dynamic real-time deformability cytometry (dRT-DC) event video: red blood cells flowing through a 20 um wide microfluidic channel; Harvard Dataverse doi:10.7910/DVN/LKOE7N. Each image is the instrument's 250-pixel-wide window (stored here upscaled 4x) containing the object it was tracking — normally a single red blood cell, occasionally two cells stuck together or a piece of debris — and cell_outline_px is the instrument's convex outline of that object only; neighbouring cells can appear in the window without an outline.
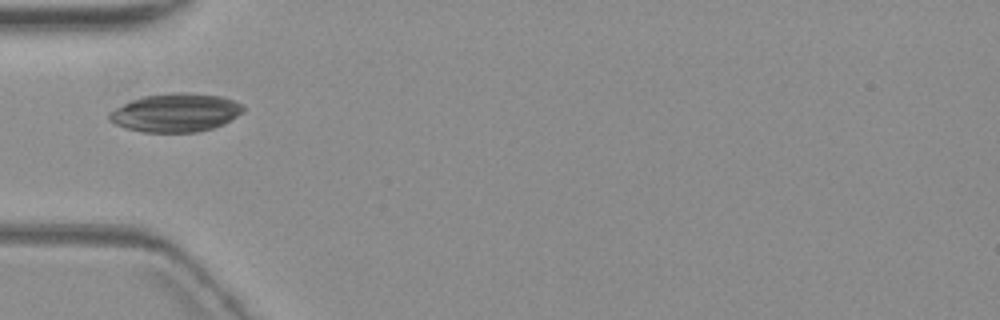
{"species": "common noctule bat (a hibernating species)", "species_latin": "Nyctalus noctula", "temperature_condition": "warm", "stored_images_in_passage": 3, "camera_frame_rate_fps": 3000, "um_per_image_px": 0.085, "animal": {"sex": "female", "body_mass_g": 19.3, "forearm_length_mm": 54.1}, "frame": {"image": 1, "passage_image": 1, "time_ms": 0.0, "image_size_px": [1000, 320], "cell_outline_px": [[244, 112], [224, 124], [212, 128], [196, 132], [144, 132], [124, 128], [108, 120], [108, 112], [132, 100], [144, 96], [176, 92], [188, 92], [220, 96], [232, 100], [240, 104], [244, 108]], "centroid_in_image_um": [14.92, 9.58], "position_along_channel_um": 70.1, "area_um2": 29.94}}
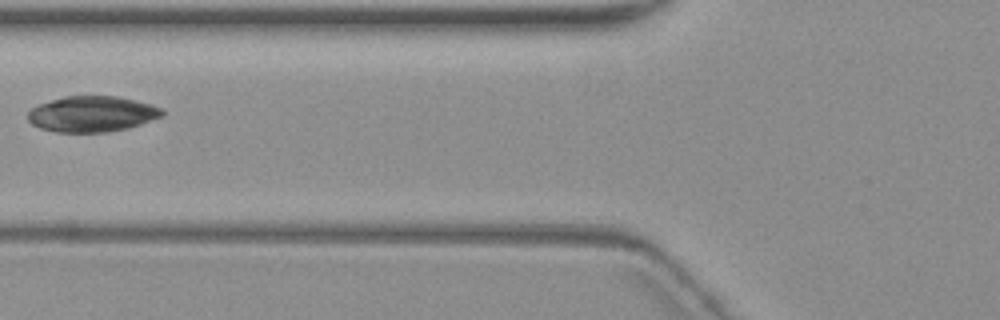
{"frame": {"image": 2, "passage_image": 2, "time_ms": 1.333, "image_size_px": [1000, 320], "cell_outline_px": [[164, 116], [128, 128], [108, 132], [56, 132], [40, 128], [32, 124], [28, 120], [28, 112], [32, 108], [40, 104], [64, 96], [116, 96], [136, 100], [164, 108]], "centroid_in_image_um": [7.85, 9.69], "position_along_channel_um": 117.9, "area_um2": 28.03}}
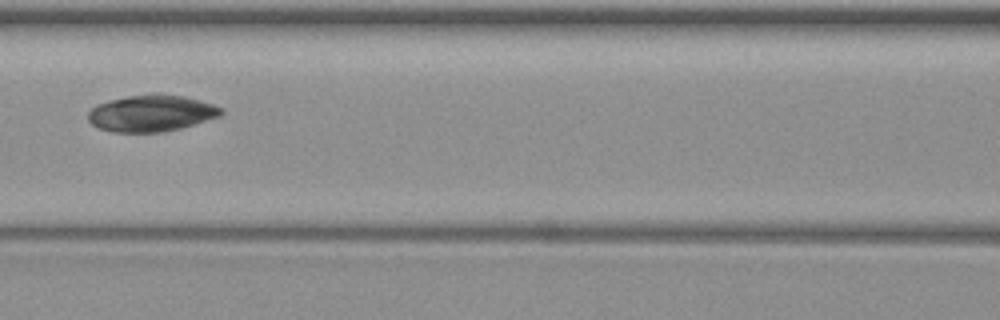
{"frame": {"image": 3, "passage_image": 3, "time_ms": 2.333, "image_size_px": [1000, 320], "cell_outline_px": [[224, 112], [220, 116], [180, 128], [160, 132], [112, 132], [100, 128], [92, 124], [88, 120], [88, 112], [96, 104], [128, 96], [184, 96], [200, 100], [224, 108]], "centroid_in_image_um": [12.87, 9.65], "position_along_channel_um": 153.7, "area_um2": 27.63}}